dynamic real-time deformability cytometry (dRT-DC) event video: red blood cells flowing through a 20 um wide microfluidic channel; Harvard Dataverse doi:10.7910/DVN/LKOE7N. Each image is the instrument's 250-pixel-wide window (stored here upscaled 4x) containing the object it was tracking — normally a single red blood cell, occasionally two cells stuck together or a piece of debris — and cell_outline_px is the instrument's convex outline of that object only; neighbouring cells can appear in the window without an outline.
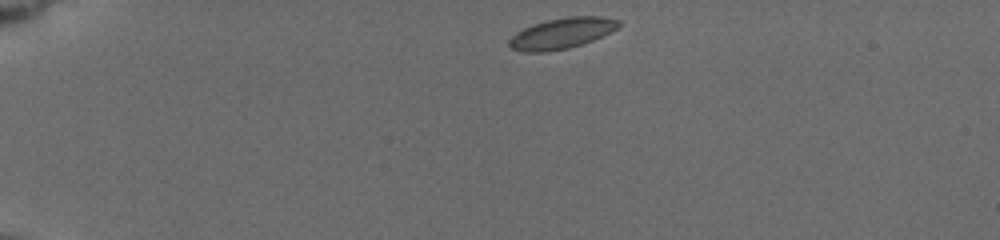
{"species": "common noctule bat (a hibernating species)", "species_latin": "Nyctalus noctula", "temperature_condition": "cold", "stored_images_in_passage": 42, "camera_frame_rate_fps": 3000, "um_per_image_px": 0.085, "animal": {"sex": "female", "body_mass_g": 19.5, "forearm_length_mm": 54.1}, "frame": {"image": 1, "passage_image": 1, "time_ms": 0.0, "image_size_px": [1000, 240], "cell_outline_px": [[620, 24], [616, 28], [592, 40], [568, 48], [544, 52], [524, 52], [512, 48], [508, 44], [508, 40], [516, 32], [532, 24], [548, 20], [568, 16], [604, 16], [620, 20]], "centroid_in_image_um": [47.72, 2.82], "position_along_channel_um": 37.3, "area_um2": 19.42}}
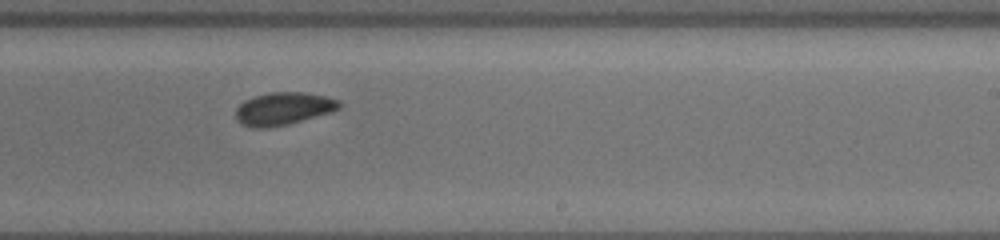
{"frame": {"image": 2, "passage_image": 23, "time_ms": 8.0, "image_size_px": [1000, 240], "cell_outline_px": [[340, 108], [332, 112], [288, 124], [268, 128], [252, 128], [240, 124], [236, 120], [236, 108], [244, 100], [268, 92], [304, 92], [324, 96], [340, 100]], "centroid_in_image_um": [24.06, 9.24], "position_along_channel_um": 264.9, "area_um2": 19.83}}
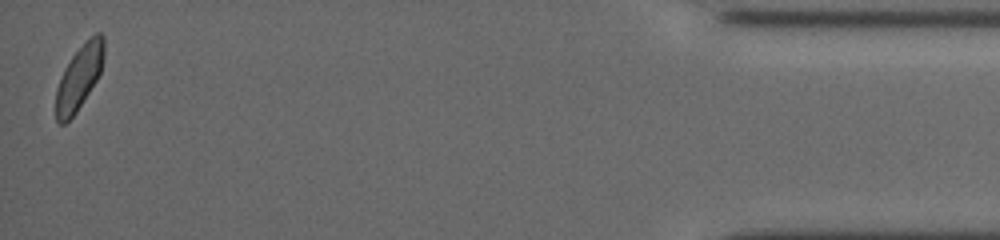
{"frame": {"image": 3, "passage_image": 42, "time_ms": 14.333, "image_size_px": [1000, 240], "cell_outline_px": [[104, 60], [100, 72], [96, 80], [76, 112], [64, 124], [60, 124], [56, 120], [56, 88], [72, 56], [96, 32], [100, 32], [104, 36]], "centroid_in_image_um": [6.75, 6.58], "position_along_channel_um": 428.5, "area_um2": 17.46}, "authors_computed_cell_mechanics": {"area_um2": 19.363, "velocity_mm_per_s": 3.7141, "shape_relaxation_time_tau1_ms": 10.5349, "shape_relaxation_time_tau2_ms": 5.37, "deformation_change_tau1": 0.1133, "deformation_change_tau2": 0.0741}}